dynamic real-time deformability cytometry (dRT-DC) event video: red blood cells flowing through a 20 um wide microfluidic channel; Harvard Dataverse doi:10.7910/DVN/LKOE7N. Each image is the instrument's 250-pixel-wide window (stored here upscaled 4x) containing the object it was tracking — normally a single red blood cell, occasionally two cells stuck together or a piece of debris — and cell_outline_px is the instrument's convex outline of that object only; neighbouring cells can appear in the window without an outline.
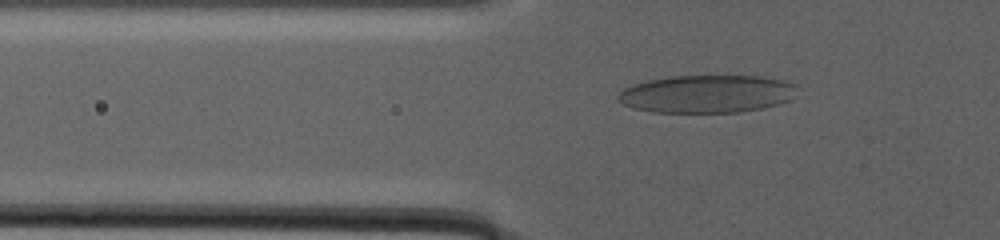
{"species": "human", "species_latin": "Homo sapiens", "temperature_condition": "warm", "stored_images_in_passage": 26, "camera_frame_rate_fps": 3000, "um_per_image_px": 0.085, "donor": {"sex": "male"}, "frame": {"image": 1, "passage_image": 3, "time_ms": 0.333, "image_size_px": [1000, 240], "cell_outline_px": [[800, 88], [796, 96], [788, 100], [776, 104], [760, 108], [740, 112], [652, 112], [632, 108], [616, 100], [616, 96], [624, 88], [632, 84], [648, 80], [668, 76], [760, 76], [788, 80], [796, 84]], "centroid_in_image_um": [60.11, 7.97], "position_along_channel_um": 65.7, "area_um2": 39.88}}
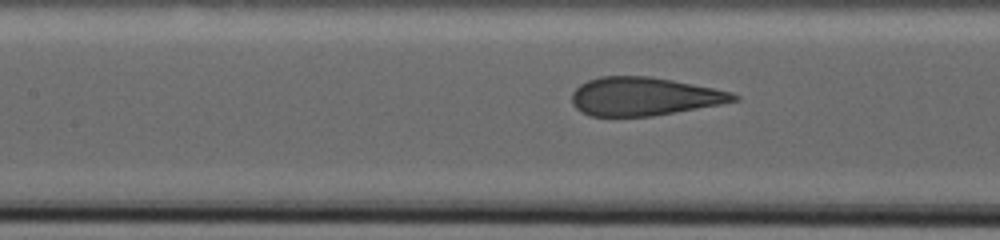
{"frame": {"image": 2, "passage_image": 16, "time_ms": 5.0, "image_size_px": [1000, 240], "cell_outline_px": [[740, 100], [720, 104], [652, 116], [588, 116], [580, 112], [572, 104], [572, 92], [580, 84], [588, 80], [600, 76], [652, 76], [732, 92], [740, 96]], "centroid_in_image_um": [54.71, 8.2], "position_along_channel_um": 152.7, "area_um2": 36.13}}
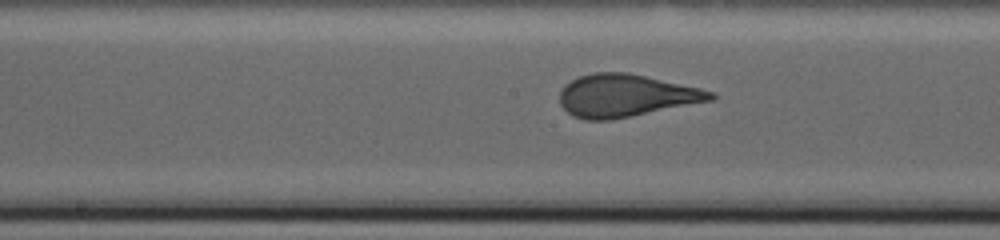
{"frame": {"image": 3, "passage_image": 22, "time_ms": 7.0, "image_size_px": [1000, 240], "cell_outline_px": [[716, 96], [712, 100], [612, 120], [584, 120], [572, 116], [560, 104], [560, 92], [564, 84], [580, 76], [592, 72], [628, 72], [700, 88], [712, 92]], "centroid_in_image_um": [53.15, 8.13], "position_along_channel_um": 195.1, "area_um2": 37.28}}